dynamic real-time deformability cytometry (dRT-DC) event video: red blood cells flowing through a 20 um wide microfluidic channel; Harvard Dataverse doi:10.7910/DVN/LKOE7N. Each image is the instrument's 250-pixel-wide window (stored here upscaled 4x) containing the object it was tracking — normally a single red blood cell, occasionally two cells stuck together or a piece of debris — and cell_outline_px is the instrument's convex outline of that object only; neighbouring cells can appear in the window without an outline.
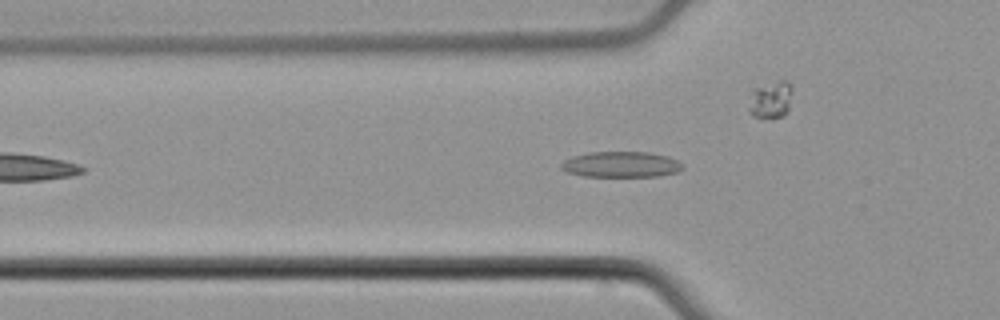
{"species": "common noctule bat (a hibernating species)", "species_latin": "Nyctalus noctula", "temperature_condition": "cold", "stored_images_in_passage": 39, "camera_frame_rate_fps": 3000, "um_per_image_px": 0.085, "animal": {"sex": "male", "body_mass_g": 21.5, "forearm_length_mm": 52.0}, "frame": {"image": 1, "passage_image": 2, "time_ms": 0.333, "image_size_px": [1000, 320], "cell_outline_px": [[684, 168], [676, 172], [656, 176], [584, 176], [568, 172], [560, 168], [560, 164], [564, 160], [572, 156], [588, 152], [648, 152], [668, 156], [684, 164]], "centroid_in_image_um": [52.78, 13.97], "position_along_channel_um": 73.0, "area_um2": 18.21}}
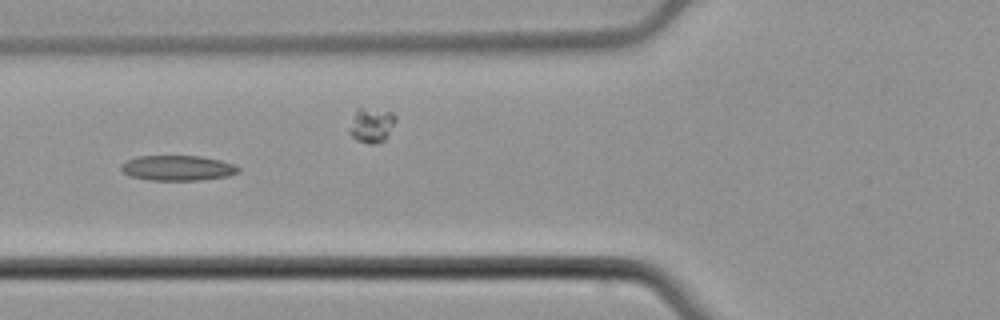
{"frame": {"image": 2, "passage_image": 5, "time_ms": 1.333, "image_size_px": [1000, 320], "cell_outline_px": [[240, 172], [228, 176], [200, 180], [148, 180], [128, 176], [120, 168], [120, 164], [136, 156], [200, 156], [220, 160], [236, 164], [240, 168]], "centroid_in_image_um": [15.11, 14.28], "position_along_channel_um": 110.7, "area_um2": 17.4}}
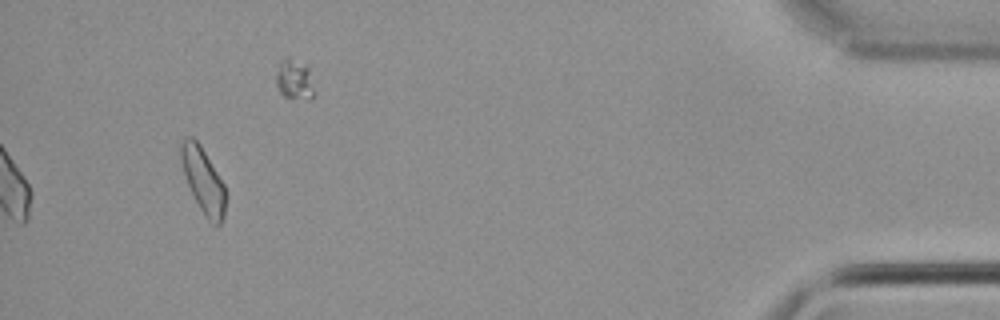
{"frame": {"image": 3, "passage_image": 35, "time_ms": 11.333, "image_size_px": [1000, 320], "cell_outline_px": [[228, 196], [224, 216], [220, 224], [216, 228], [208, 220], [200, 208], [188, 184], [180, 160], [180, 140], [188, 136], [192, 136], [200, 144], [224, 184]], "centroid_in_image_um": [17.3, 15.35], "position_along_channel_um": 417.9, "area_um2": 17.17}, "authors_computed_cell_mechanics": {"area_um2": 16.8776, "velocity_mm_per_s": 3.8157, "shape_relaxation_time_tau1_ms": null, "shape_relaxation_time_tau2_ms": 5.867, "deformation_change_tau1": null, "deformation_change_tau2": 0.123}}